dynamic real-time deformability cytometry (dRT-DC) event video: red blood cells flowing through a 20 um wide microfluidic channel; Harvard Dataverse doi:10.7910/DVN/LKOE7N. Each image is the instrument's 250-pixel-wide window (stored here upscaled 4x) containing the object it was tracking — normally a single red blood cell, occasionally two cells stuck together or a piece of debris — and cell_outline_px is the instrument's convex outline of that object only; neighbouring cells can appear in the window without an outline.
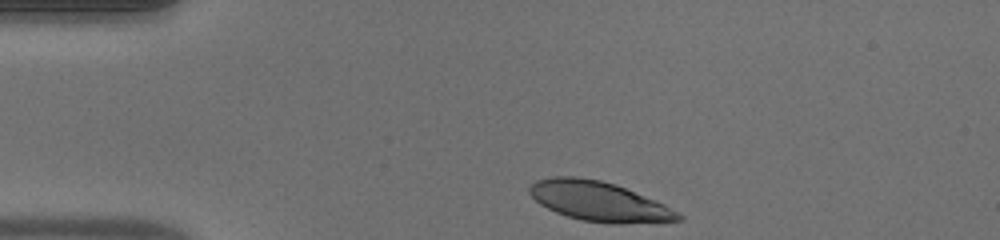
{"species": "human", "species_latin": "Homo sapiens", "temperature_condition": "warm", "stored_images_in_passage": 33, "camera_frame_rate_fps": 3000, "um_per_image_px": 0.085, "donor": {"sex": "male"}, "frame": {"image": 1, "passage_image": 1, "time_ms": 0.0, "image_size_px": [1000, 240], "cell_outline_px": [[684, 220], [620, 224], [608, 224], [580, 220], [556, 212], [540, 204], [528, 192], [528, 188], [536, 180], [552, 176], [576, 176], [600, 180], [616, 184], [664, 204], [684, 216]], "centroid_in_image_um": [50.91, 17.12], "position_along_channel_um": 34.1, "area_um2": 34.39}}
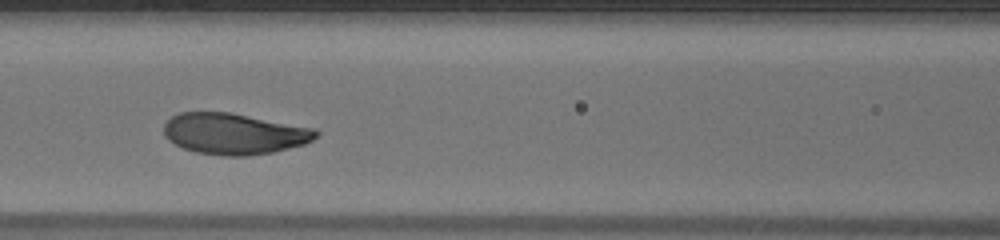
{"frame": {"image": 2, "passage_image": 13, "time_ms": 4.0, "image_size_px": [1000, 240], "cell_outline_px": [[320, 132], [312, 140], [304, 144], [272, 152], [248, 156], [224, 156], [196, 152], [184, 148], [168, 140], [164, 136], [164, 124], [172, 116], [180, 112], [232, 112], [316, 128]], "centroid_in_image_um": [19.91, 11.36], "position_along_channel_um": 146.7, "area_um2": 36.65}}
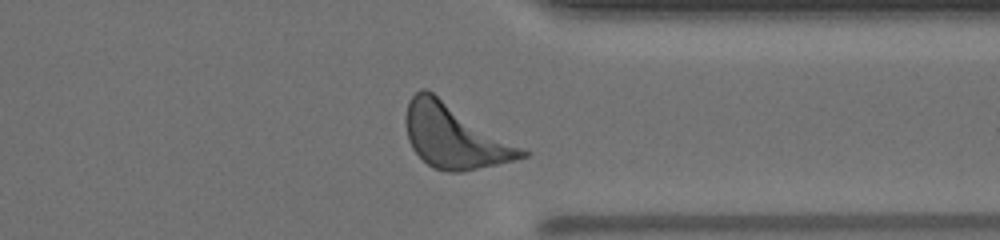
{"frame": {"image": 3, "passage_image": 30, "time_ms": 9.667, "image_size_px": [1000, 240], "cell_outline_px": [[532, 152], [528, 156], [496, 164], [460, 172], [448, 172], [432, 168], [412, 148], [408, 140], [404, 120], [408, 104], [412, 96], [420, 88], [428, 88]], "centroid_in_image_um": [38.66, 11.55], "position_along_channel_um": 372.7, "area_um2": 43.75}, "authors_computed_cell_mechanics": {"area_um2": 36.8764, "velocity_mm_per_s": 4.0331, "shape_relaxation_time_tau1_ms": 2.1227, "shape_relaxation_time_tau2_ms": null, "deformation_change_tau1": 0.156, "deformation_change_tau2": null}}